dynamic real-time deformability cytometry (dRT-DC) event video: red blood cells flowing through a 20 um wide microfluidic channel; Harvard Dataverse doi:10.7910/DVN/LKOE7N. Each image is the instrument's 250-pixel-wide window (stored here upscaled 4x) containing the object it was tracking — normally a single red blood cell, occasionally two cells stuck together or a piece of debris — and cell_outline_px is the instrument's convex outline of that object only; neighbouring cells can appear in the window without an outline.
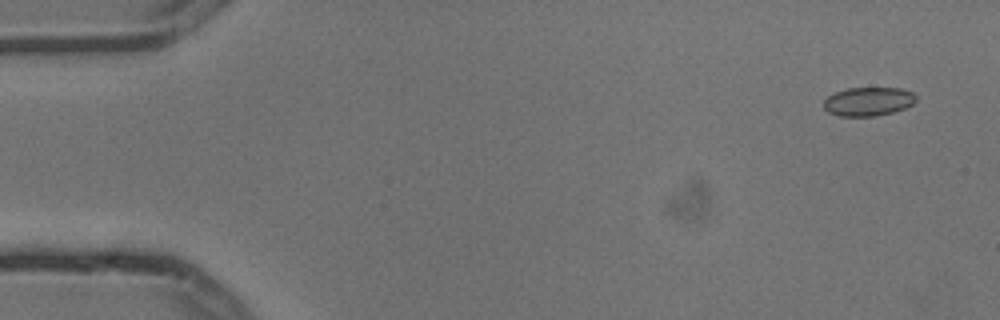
{"species": "common noctule bat (a hibernating species)", "species_latin": "Nyctalus noctula", "temperature_condition": "cold", "stored_images_in_passage": 5, "camera_frame_rate_fps": 3000, "um_per_image_px": 0.085, "animal": {"sex": "male", "body_mass_g": 13.3}, "frame": {"image": 1, "passage_image": 1, "time_ms": 0.0, "image_size_px": [1000, 320], "cell_outline_px": [[916, 100], [912, 104], [904, 108], [892, 112], [876, 116], [840, 116], [828, 112], [824, 108], [824, 100], [828, 96], [836, 92], [848, 88], [900, 88], [912, 92], [916, 96]], "centroid_in_image_um": [73.8, 8.63], "position_along_channel_um": 11.2, "area_um2": 15.37}}
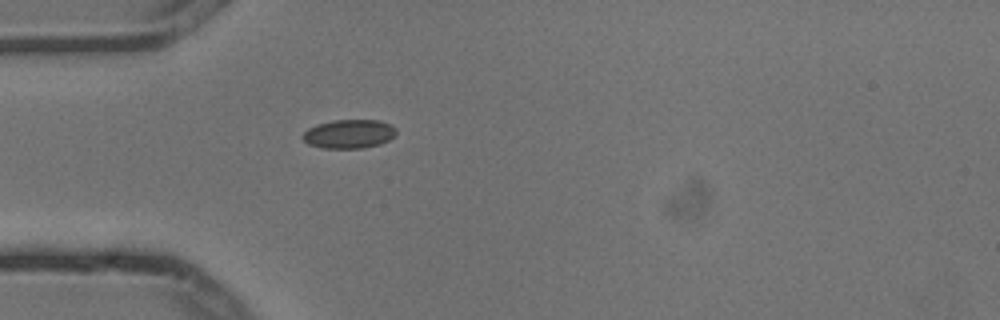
{"frame": {"image": 2, "passage_image": 5, "time_ms": 1.333, "image_size_px": [1000, 320], "cell_outline_px": [[396, 132], [388, 140], [380, 144], [364, 148], [324, 148], [308, 144], [300, 136], [308, 128], [316, 124], [332, 120], [380, 120], [396, 128]], "centroid_in_image_um": [29.63, 11.38], "position_along_channel_um": 55.4, "area_um2": 15.72}}